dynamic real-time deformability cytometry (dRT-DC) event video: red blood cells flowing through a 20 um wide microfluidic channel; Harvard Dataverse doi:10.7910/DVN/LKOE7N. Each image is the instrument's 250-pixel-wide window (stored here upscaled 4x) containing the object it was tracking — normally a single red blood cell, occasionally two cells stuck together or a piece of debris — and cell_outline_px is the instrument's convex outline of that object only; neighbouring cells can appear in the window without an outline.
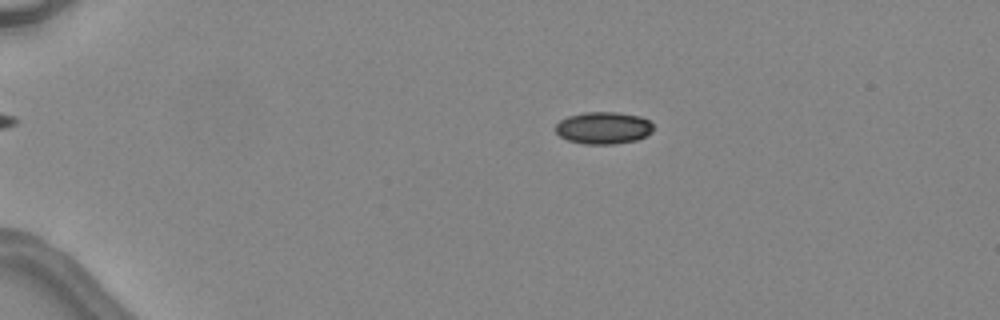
{"species": "common noctule bat (a hibernating species)", "species_latin": "Nyctalus noctula", "temperature_condition": "warm", "stored_images_in_passage": 5, "camera_frame_rate_fps": 3000, "um_per_image_px": 0.085, "animal": {"sex": "female", "body_mass_g": 24.6, "forearm_length_mm": 56.2}, "frame": {"image": 1, "passage_image": 3, "time_ms": 2.333, "image_size_px": [1000, 320], "cell_outline_px": [[652, 132], [636, 140], [616, 144], [584, 144], [568, 140], [560, 136], [556, 132], [556, 124], [560, 120], [568, 116], [584, 112], [616, 112], [640, 116], [648, 120], [652, 124]], "centroid_in_image_um": [51.28, 10.87], "position_along_channel_um": 33.7, "area_um2": 18.26}}
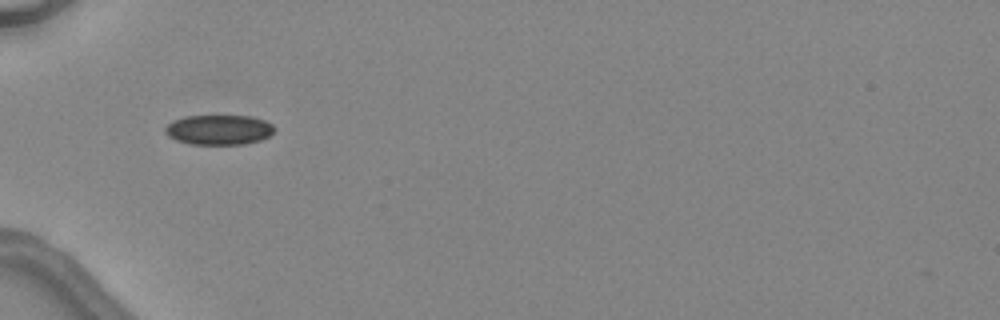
{"frame": {"image": 2, "passage_image": 5, "time_ms": 4.667, "image_size_px": [1000, 320], "cell_outline_px": [[276, 128], [268, 136], [260, 140], [244, 144], [192, 144], [176, 140], [168, 136], [164, 132], [164, 128], [172, 120], [184, 116], [252, 116], [264, 120], [272, 124]], "centroid_in_image_um": [18.58, 11.02], "position_along_channel_um": 66.4, "area_um2": 19.07}}